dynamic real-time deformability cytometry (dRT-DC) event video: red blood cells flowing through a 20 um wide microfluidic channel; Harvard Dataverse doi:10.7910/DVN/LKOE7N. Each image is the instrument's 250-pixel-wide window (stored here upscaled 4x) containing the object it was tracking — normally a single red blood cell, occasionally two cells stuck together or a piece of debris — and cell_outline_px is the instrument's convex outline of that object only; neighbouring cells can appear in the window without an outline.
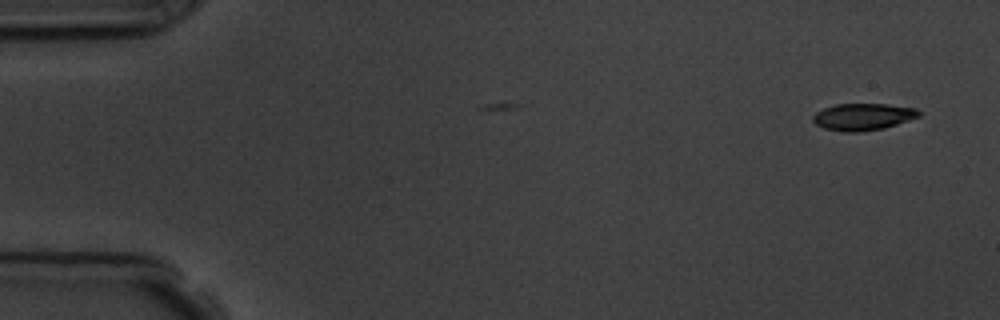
{"species": "common noctule bat (a hibernating species)", "species_latin": "Nyctalus noctula", "temperature_condition": "room temperature", "stored_images_in_passage": 3, "camera_frame_rate_fps": 3000, "um_per_image_px": 0.085, "animal": {"sex": "male", "body_mass_g": 19.5, "forearm_length_mm": 54.6}, "frame": {"image": 1, "passage_image": 3, "time_ms": 2.333, "image_size_px": [1000, 320], "cell_outline_px": [[920, 116], [884, 128], [860, 132], [844, 132], [824, 128], [816, 124], [812, 120], [812, 116], [816, 112], [824, 108], [836, 104], [888, 104], [916, 108], [920, 112]], "centroid_in_image_um": [73.34, 9.92], "position_along_channel_um": 11.7, "area_um2": 16.59}}